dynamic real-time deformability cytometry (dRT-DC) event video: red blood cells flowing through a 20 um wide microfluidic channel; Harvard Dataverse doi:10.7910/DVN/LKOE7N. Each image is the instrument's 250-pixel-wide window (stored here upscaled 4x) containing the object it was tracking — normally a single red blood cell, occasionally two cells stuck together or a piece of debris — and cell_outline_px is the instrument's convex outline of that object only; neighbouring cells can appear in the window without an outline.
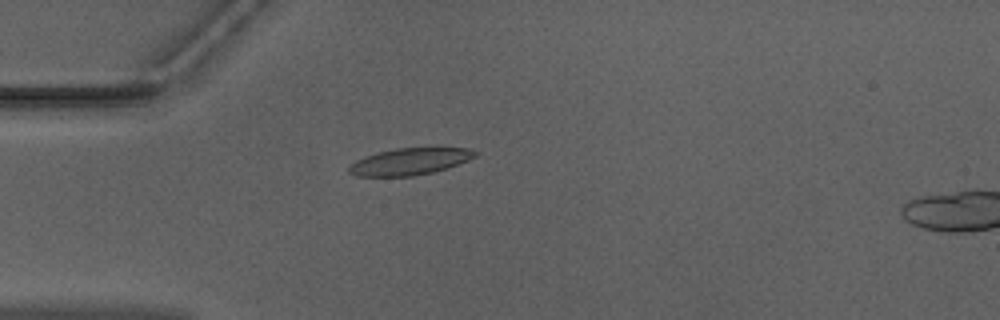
{"species": "Egyptian fruit bat (a non-hibernating species)", "species_latin": "Rousettus aegyptiacus", "temperature_condition": "warm", "stored_images_in_passage": 52, "camera_frame_rate_fps": 3000, "um_per_image_px": 0.085, "animal": {"sex": "male"}, "frame": {"image": 1, "passage_image": 15, "time_ms": 4.667, "image_size_px": [1000, 320], "cell_outline_px": [[480, 152], [476, 156], [468, 160], [432, 172], [412, 176], [356, 176], [348, 172], [348, 168], [356, 160], [364, 156], [376, 152], [396, 148], [436, 144], [468, 148]], "centroid_in_image_um": [34.9, 13.65], "position_along_channel_um": 50.1, "area_um2": 20.58}}
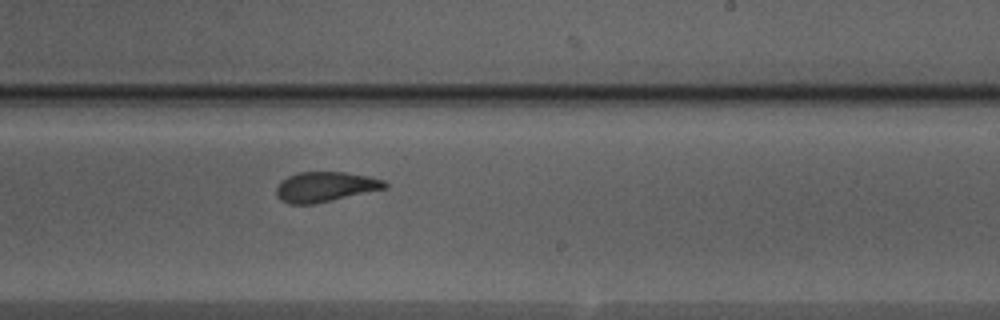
{"frame": {"image": 2, "passage_image": 32, "time_ms": 10.333, "image_size_px": [1000, 320], "cell_outline_px": [[388, 188], [316, 204], [288, 204], [280, 200], [276, 196], [276, 188], [288, 176], [296, 172], [344, 172], [368, 176], [384, 180], [388, 184]], "centroid_in_image_um": [27.66, 15.89], "position_along_channel_um": 261.3, "area_um2": 19.13}}
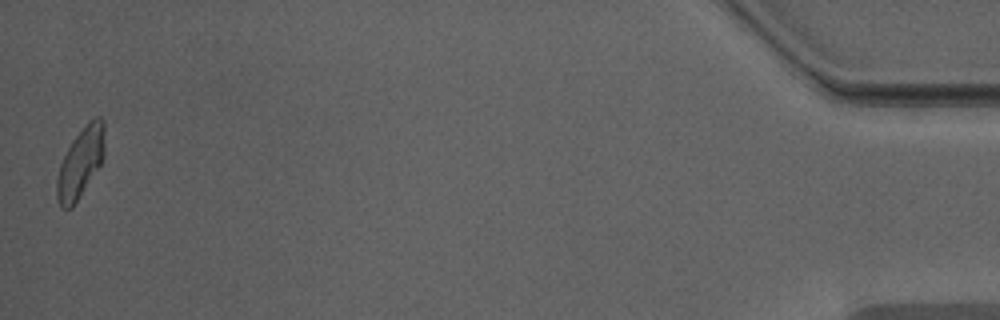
{"frame": {"image": 3, "passage_image": 52, "time_ms": 17.0, "image_size_px": [1000, 320], "cell_outline_px": [[104, 156], [100, 164], [72, 208], [60, 208], [56, 196], [56, 180], [60, 164], [72, 140], [88, 120], [96, 116], [100, 116], [104, 120]], "centroid_in_image_um": [6.83, 13.8], "position_along_channel_um": 428.4, "area_um2": 19.36}, "authors_computed_cell_mechanics": {"area_um2": 19.4208, "velocity_mm_per_s": 3.9515, "shape_relaxation_time_tau1_ms": 5.3704, "shape_relaxation_time_tau2_ms": 1.2904, "deformation_change_tau1": 0.1383, "deformation_change_tau2": 0.0824}}